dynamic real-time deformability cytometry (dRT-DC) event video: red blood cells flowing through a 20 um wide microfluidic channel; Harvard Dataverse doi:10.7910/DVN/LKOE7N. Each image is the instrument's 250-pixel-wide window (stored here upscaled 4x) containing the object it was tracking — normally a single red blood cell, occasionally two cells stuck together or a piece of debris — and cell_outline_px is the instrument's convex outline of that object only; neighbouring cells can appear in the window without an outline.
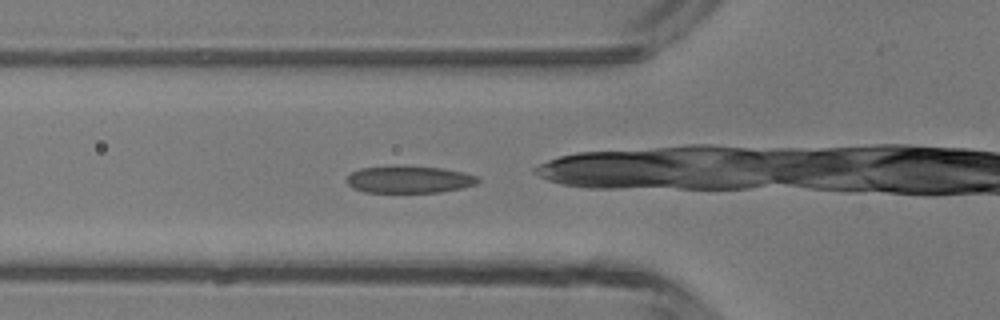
{"species": "common noctule bat (a hibernating species)", "species_latin": "Nyctalus noctula", "temperature_condition": "room temperature", "stored_images_in_passage": 35, "camera_frame_rate_fps": 3000, "um_per_image_px": 0.085, "animal": {"sex": "male", "body_mass_g": 13.3}, "frame": {"image": 1, "passage_image": 4, "time_ms": 1.0, "image_size_px": [1000, 320], "cell_outline_px": [[480, 180], [476, 184], [464, 188], [440, 192], [364, 192], [352, 188], [344, 180], [352, 172], [360, 168], [396, 164], [400, 164], [440, 168], [464, 172], [480, 176]], "centroid_in_image_um": [34.77, 15.23], "position_along_channel_um": 91.0, "area_um2": 21.39}}
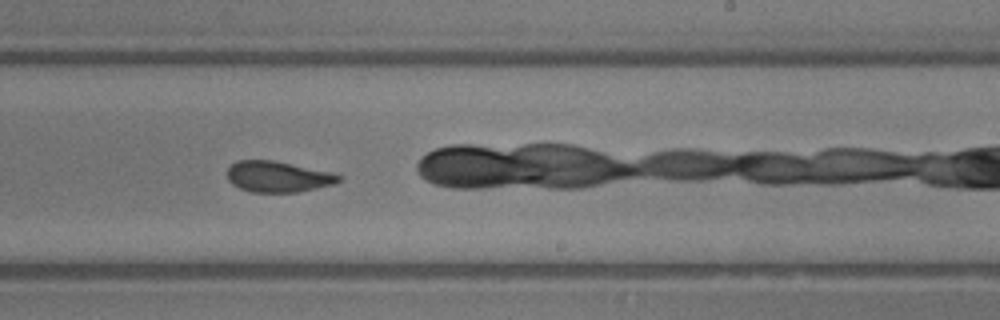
{"frame": {"image": 2, "passage_image": 16, "time_ms": 5.0, "image_size_px": [1000, 320], "cell_outline_px": [[340, 180], [332, 184], [300, 192], [252, 192], [240, 188], [232, 184], [228, 180], [228, 168], [236, 160], [272, 160], [328, 172], [340, 176]], "centroid_in_image_um": [23.56, 15.02], "position_along_channel_um": 265.4, "area_um2": 19.71}}
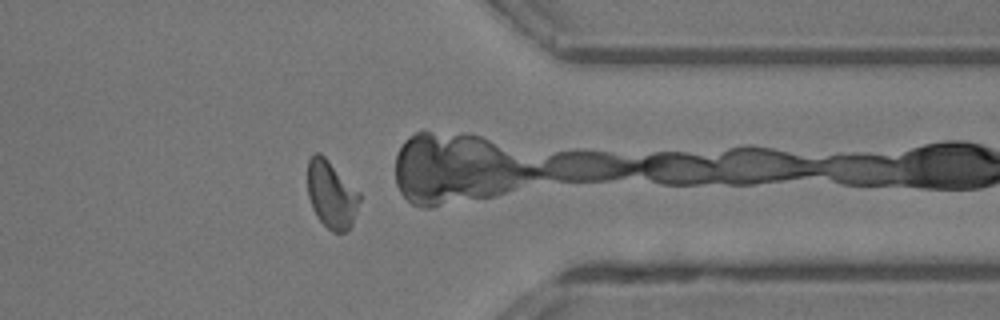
{"frame": {"image": 3, "passage_image": 25, "time_ms": 8.0, "image_size_px": [1000, 320], "cell_outline_px": [[360, 200], [352, 224], [344, 232], [332, 232], [316, 216], [312, 208], [308, 196], [308, 160], [312, 152], [320, 152], [360, 192]], "centroid_in_image_um": [28.16, 16.51], "position_along_channel_um": 383.2, "area_um2": 20.4}, "authors_computed_cell_mechanics": {"area_um2": 20.4612, "velocity_mm_per_s": 4.3494, "shape_relaxation_time_tau1_ms": 6.2696, "shape_relaxation_time_tau2_ms": 1.2326, "deformation_change_tau1": 0.1537, "deformation_change_tau2": 0.0726}}